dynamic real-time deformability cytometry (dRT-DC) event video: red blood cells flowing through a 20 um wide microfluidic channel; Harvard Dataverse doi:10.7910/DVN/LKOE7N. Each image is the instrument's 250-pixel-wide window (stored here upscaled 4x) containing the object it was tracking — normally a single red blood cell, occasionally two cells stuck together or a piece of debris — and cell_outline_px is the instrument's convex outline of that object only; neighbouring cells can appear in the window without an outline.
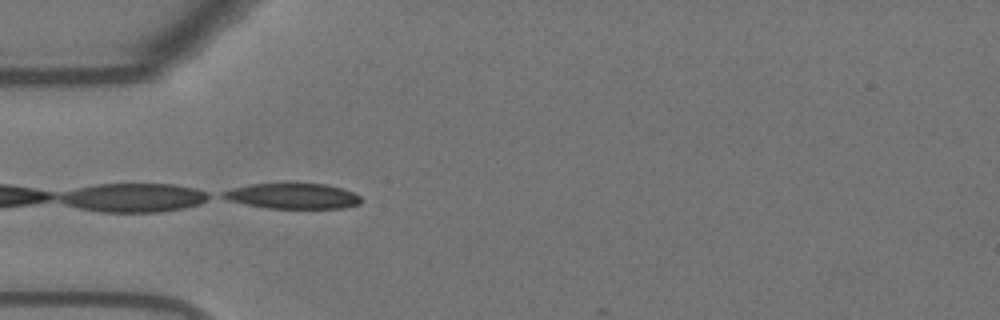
{"species": "Egyptian fruit bat (a non-hibernating species)", "species_latin": "Rousettus aegyptiacus", "temperature_condition": "warm", "stored_images_in_passage": 4, "camera_frame_rate_fps": 3000, "um_per_image_px": 0.085, "animal": {"sex": "female"}, "frame": {"image": 1, "passage_image": 1, "time_ms": 0.0, "image_size_px": [1000, 320], "cell_outline_px": [[360, 204], [344, 208], [268, 208], [228, 200], [220, 196], [220, 192], [232, 188], [252, 184], [328, 184], [344, 188], [360, 196]], "centroid_in_image_um": [24.89, 16.66], "position_along_channel_um": 60.1, "area_um2": 20.35}}